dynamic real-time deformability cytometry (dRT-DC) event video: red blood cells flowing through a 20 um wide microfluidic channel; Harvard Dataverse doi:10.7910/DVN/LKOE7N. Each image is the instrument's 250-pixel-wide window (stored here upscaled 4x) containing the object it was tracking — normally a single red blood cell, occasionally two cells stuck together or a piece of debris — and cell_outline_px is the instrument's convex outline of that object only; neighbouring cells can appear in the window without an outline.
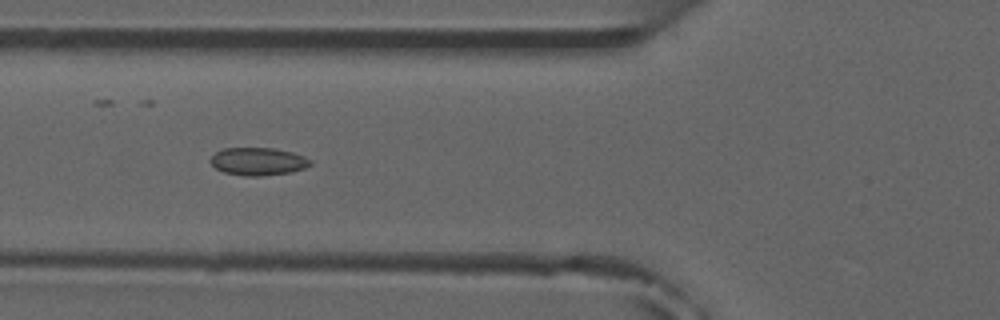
{"species": "common noctule bat (a hibernating species)", "species_latin": "Nyctalus noctula", "temperature_condition": "room temperature", "stored_images_in_passage": 9, "camera_frame_rate_fps": 3000, "um_per_image_px": 0.085, "animal": {"sex": "male", "forearm_length_mm": 52.5}, "frame": {"image": 1, "passage_image": 4, "time_ms": 4.333, "image_size_px": [1000, 320], "cell_outline_px": [[312, 164], [304, 168], [292, 172], [260, 176], [244, 176], [224, 172], [216, 168], [208, 160], [216, 152], [224, 148], [272, 148], [292, 152], [304, 156], [312, 160]], "centroid_in_image_um": [21.94, 13.72], "position_along_channel_um": 103.9, "area_um2": 16.18}}
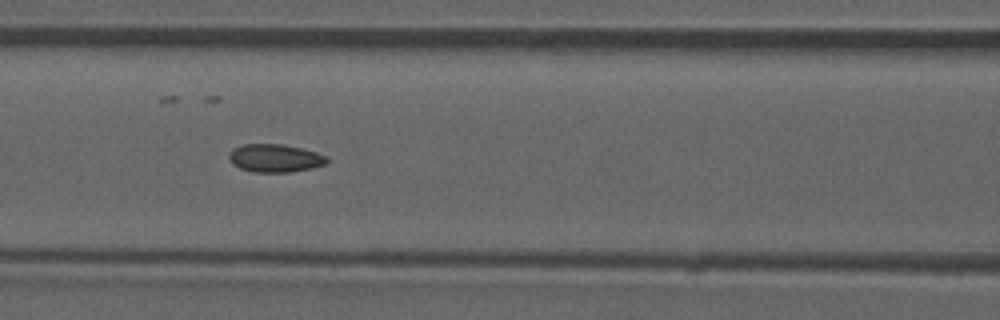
{"frame": {"image": 2, "passage_image": 5, "time_ms": 5.333, "image_size_px": [1000, 320], "cell_outline_px": [[332, 160], [324, 164], [312, 168], [288, 172], [252, 172], [240, 168], [232, 164], [228, 156], [232, 148], [244, 144], [280, 144], [300, 148], [316, 152], [328, 156]], "centroid_in_image_um": [23.38, 13.44], "position_along_channel_um": 143.2, "area_um2": 16.07}}